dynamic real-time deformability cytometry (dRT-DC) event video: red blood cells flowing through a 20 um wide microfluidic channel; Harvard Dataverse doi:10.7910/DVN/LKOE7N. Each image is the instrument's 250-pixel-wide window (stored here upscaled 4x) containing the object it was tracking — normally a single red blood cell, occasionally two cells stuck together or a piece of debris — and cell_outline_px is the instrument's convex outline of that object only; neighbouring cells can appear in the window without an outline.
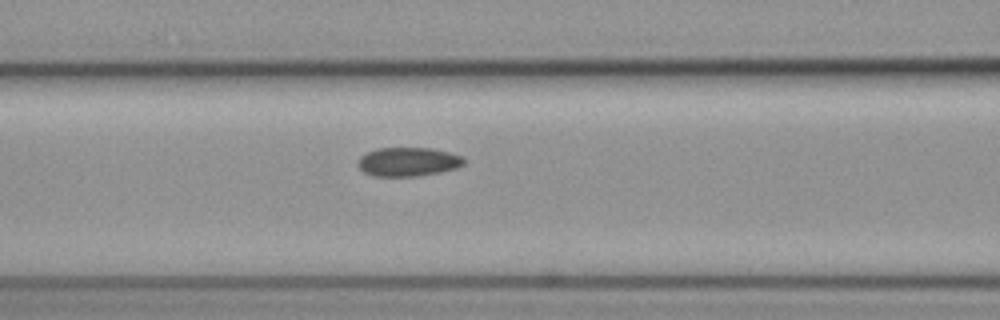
{"species": "common noctule bat (a hibernating species)", "species_latin": "Nyctalus noctula", "temperature_condition": "cold", "stored_images_in_passage": 4, "segment_of_instrument_passage": [1, 2], "camera_frame_rate_fps": 3000, "um_per_image_px": 0.085, "animal": {"sex": "female", "body_mass_g": 19.3, "forearm_length_mm": 54.1}, "frame": {"image": 1, "passage_image": 3, "time_ms": 0.667, "image_size_px": [1000, 320], "cell_outline_px": [[464, 164], [456, 168], [440, 172], [416, 176], [376, 176], [364, 172], [356, 164], [356, 160], [360, 156], [376, 148], [432, 148], [464, 156]], "centroid_in_image_um": [34.67, 13.74], "position_along_channel_um": 131.9, "area_um2": 17.92}}